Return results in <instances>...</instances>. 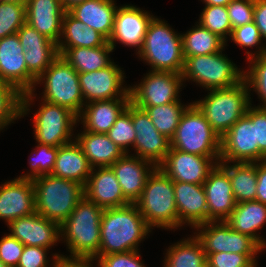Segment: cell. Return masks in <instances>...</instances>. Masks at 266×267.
Here are the masks:
<instances>
[{
	"label": "cell",
	"instance_id": "1",
	"mask_svg": "<svg viewBox=\"0 0 266 267\" xmlns=\"http://www.w3.org/2000/svg\"><path fill=\"white\" fill-rule=\"evenodd\" d=\"M151 229L135 203L104 209L98 255L139 250L138 244L149 235Z\"/></svg>",
	"mask_w": 266,
	"mask_h": 267
},
{
	"label": "cell",
	"instance_id": "2",
	"mask_svg": "<svg viewBox=\"0 0 266 267\" xmlns=\"http://www.w3.org/2000/svg\"><path fill=\"white\" fill-rule=\"evenodd\" d=\"M104 209L85 196L60 225L61 238L66 241L70 256L63 259L91 260L98 257L100 225Z\"/></svg>",
	"mask_w": 266,
	"mask_h": 267
},
{
	"label": "cell",
	"instance_id": "3",
	"mask_svg": "<svg viewBox=\"0 0 266 267\" xmlns=\"http://www.w3.org/2000/svg\"><path fill=\"white\" fill-rule=\"evenodd\" d=\"M33 181L35 212L61 225L84 197V186L52 174Z\"/></svg>",
	"mask_w": 266,
	"mask_h": 267
},
{
	"label": "cell",
	"instance_id": "4",
	"mask_svg": "<svg viewBox=\"0 0 266 267\" xmlns=\"http://www.w3.org/2000/svg\"><path fill=\"white\" fill-rule=\"evenodd\" d=\"M135 205L152 229L153 227L167 230L178 228L173 181L158 166L148 176Z\"/></svg>",
	"mask_w": 266,
	"mask_h": 267
},
{
	"label": "cell",
	"instance_id": "5",
	"mask_svg": "<svg viewBox=\"0 0 266 267\" xmlns=\"http://www.w3.org/2000/svg\"><path fill=\"white\" fill-rule=\"evenodd\" d=\"M209 91L204 99L193 103L206 117L212 129L222 137L246 114L251 105V89L243 79L232 87Z\"/></svg>",
	"mask_w": 266,
	"mask_h": 267
},
{
	"label": "cell",
	"instance_id": "6",
	"mask_svg": "<svg viewBox=\"0 0 266 267\" xmlns=\"http://www.w3.org/2000/svg\"><path fill=\"white\" fill-rule=\"evenodd\" d=\"M137 54L152 67V71L182 73L185 60L182 36L155 16L148 25L143 46Z\"/></svg>",
	"mask_w": 266,
	"mask_h": 267
},
{
	"label": "cell",
	"instance_id": "7",
	"mask_svg": "<svg viewBox=\"0 0 266 267\" xmlns=\"http://www.w3.org/2000/svg\"><path fill=\"white\" fill-rule=\"evenodd\" d=\"M220 138L192 102L183 112L175 134L170 140V146L182 152L211 157L219 163Z\"/></svg>",
	"mask_w": 266,
	"mask_h": 267
},
{
	"label": "cell",
	"instance_id": "8",
	"mask_svg": "<svg viewBox=\"0 0 266 267\" xmlns=\"http://www.w3.org/2000/svg\"><path fill=\"white\" fill-rule=\"evenodd\" d=\"M41 81L45 85L42 100L65 107L77 117L80 115L85 103L78 72L61 55L36 79L35 87Z\"/></svg>",
	"mask_w": 266,
	"mask_h": 267
},
{
	"label": "cell",
	"instance_id": "9",
	"mask_svg": "<svg viewBox=\"0 0 266 267\" xmlns=\"http://www.w3.org/2000/svg\"><path fill=\"white\" fill-rule=\"evenodd\" d=\"M244 70L222 53L187 57L184 60L182 80H192L207 90L232 87L244 79Z\"/></svg>",
	"mask_w": 266,
	"mask_h": 267
},
{
	"label": "cell",
	"instance_id": "10",
	"mask_svg": "<svg viewBox=\"0 0 266 267\" xmlns=\"http://www.w3.org/2000/svg\"><path fill=\"white\" fill-rule=\"evenodd\" d=\"M0 79L22 94L21 117H24L29 113V107L36 97V79L27 70L24 51L17 33L0 39Z\"/></svg>",
	"mask_w": 266,
	"mask_h": 267
},
{
	"label": "cell",
	"instance_id": "11",
	"mask_svg": "<svg viewBox=\"0 0 266 267\" xmlns=\"http://www.w3.org/2000/svg\"><path fill=\"white\" fill-rule=\"evenodd\" d=\"M35 112L34 134L38 143L59 147L72 142L77 116L69 109L43 100Z\"/></svg>",
	"mask_w": 266,
	"mask_h": 267
},
{
	"label": "cell",
	"instance_id": "12",
	"mask_svg": "<svg viewBox=\"0 0 266 267\" xmlns=\"http://www.w3.org/2000/svg\"><path fill=\"white\" fill-rule=\"evenodd\" d=\"M194 229L198 231L194 234L206 255L217 252L258 254L264 250L253 238L234 231L225 221H209Z\"/></svg>",
	"mask_w": 266,
	"mask_h": 267
},
{
	"label": "cell",
	"instance_id": "13",
	"mask_svg": "<svg viewBox=\"0 0 266 267\" xmlns=\"http://www.w3.org/2000/svg\"><path fill=\"white\" fill-rule=\"evenodd\" d=\"M266 161L256 142L255 123L245 114L220 138V162Z\"/></svg>",
	"mask_w": 266,
	"mask_h": 267
},
{
	"label": "cell",
	"instance_id": "14",
	"mask_svg": "<svg viewBox=\"0 0 266 267\" xmlns=\"http://www.w3.org/2000/svg\"><path fill=\"white\" fill-rule=\"evenodd\" d=\"M182 75L175 72L152 71L135 86L129 87L130 102L135 106H158L180 100Z\"/></svg>",
	"mask_w": 266,
	"mask_h": 267
},
{
	"label": "cell",
	"instance_id": "15",
	"mask_svg": "<svg viewBox=\"0 0 266 267\" xmlns=\"http://www.w3.org/2000/svg\"><path fill=\"white\" fill-rule=\"evenodd\" d=\"M124 74L114 62L97 71L78 73L81 93L86 100L84 103L130 98L129 86H122Z\"/></svg>",
	"mask_w": 266,
	"mask_h": 267
},
{
	"label": "cell",
	"instance_id": "16",
	"mask_svg": "<svg viewBox=\"0 0 266 267\" xmlns=\"http://www.w3.org/2000/svg\"><path fill=\"white\" fill-rule=\"evenodd\" d=\"M132 122L136 138L133 148L139 158L152 162L156 167L170 150V139L159 133L145 110L132 103Z\"/></svg>",
	"mask_w": 266,
	"mask_h": 267
},
{
	"label": "cell",
	"instance_id": "17",
	"mask_svg": "<svg viewBox=\"0 0 266 267\" xmlns=\"http://www.w3.org/2000/svg\"><path fill=\"white\" fill-rule=\"evenodd\" d=\"M217 164L211 157L194 155L170 147L165 160L158 167L173 182L203 185Z\"/></svg>",
	"mask_w": 266,
	"mask_h": 267
},
{
	"label": "cell",
	"instance_id": "18",
	"mask_svg": "<svg viewBox=\"0 0 266 267\" xmlns=\"http://www.w3.org/2000/svg\"><path fill=\"white\" fill-rule=\"evenodd\" d=\"M154 15L137 6L123 5L117 8L114 28L108 42L114 49L116 41L128 47H137L138 52L143 46L148 25Z\"/></svg>",
	"mask_w": 266,
	"mask_h": 267
},
{
	"label": "cell",
	"instance_id": "19",
	"mask_svg": "<svg viewBox=\"0 0 266 267\" xmlns=\"http://www.w3.org/2000/svg\"><path fill=\"white\" fill-rule=\"evenodd\" d=\"M10 235L25 246H36L50 249L62 239L60 225L50 221L37 212L32 215L17 218L7 225Z\"/></svg>",
	"mask_w": 266,
	"mask_h": 267
},
{
	"label": "cell",
	"instance_id": "20",
	"mask_svg": "<svg viewBox=\"0 0 266 267\" xmlns=\"http://www.w3.org/2000/svg\"><path fill=\"white\" fill-rule=\"evenodd\" d=\"M35 213L33 181L15 178L0 186V219L8 225L17 218Z\"/></svg>",
	"mask_w": 266,
	"mask_h": 267
},
{
	"label": "cell",
	"instance_id": "21",
	"mask_svg": "<svg viewBox=\"0 0 266 267\" xmlns=\"http://www.w3.org/2000/svg\"><path fill=\"white\" fill-rule=\"evenodd\" d=\"M208 206L209 221H225L235 208L231 180L228 173L217 164L203 183Z\"/></svg>",
	"mask_w": 266,
	"mask_h": 267
},
{
	"label": "cell",
	"instance_id": "22",
	"mask_svg": "<svg viewBox=\"0 0 266 267\" xmlns=\"http://www.w3.org/2000/svg\"><path fill=\"white\" fill-rule=\"evenodd\" d=\"M110 167L117 177L124 197L130 203H135L142 194L148 176L156 166L135 154L125 153Z\"/></svg>",
	"mask_w": 266,
	"mask_h": 267
},
{
	"label": "cell",
	"instance_id": "23",
	"mask_svg": "<svg viewBox=\"0 0 266 267\" xmlns=\"http://www.w3.org/2000/svg\"><path fill=\"white\" fill-rule=\"evenodd\" d=\"M84 196L103 209L130 204L110 166L92 168L84 186Z\"/></svg>",
	"mask_w": 266,
	"mask_h": 267
},
{
	"label": "cell",
	"instance_id": "24",
	"mask_svg": "<svg viewBox=\"0 0 266 267\" xmlns=\"http://www.w3.org/2000/svg\"><path fill=\"white\" fill-rule=\"evenodd\" d=\"M175 204L178 211V227L191 228L208 222V206L203 185L173 182Z\"/></svg>",
	"mask_w": 266,
	"mask_h": 267
},
{
	"label": "cell",
	"instance_id": "25",
	"mask_svg": "<svg viewBox=\"0 0 266 267\" xmlns=\"http://www.w3.org/2000/svg\"><path fill=\"white\" fill-rule=\"evenodd\" d=\"M26 23L58 44L65 10L61 0H25Z\"/></svg>",
	"mask_w": 266,
	"mask_h": 267
},
{
	"label": "cell",
	"instance_id": "26",
	"mask_svg": "<svg viewBox=\"0 0 266 267\" xmlns=\"http://www.w3.org/2000/svg\"><path fill=\"white\" fill-rule=\"evenodd\" d=\"M129 103L130 98L92 101L84 105L77 120L85 131L106 134Z\"/></svg>",
	"mask_w": 266,
	"mask_h": 267
},
{
	"label": "cell",
	"instance_id": "27",
	"mask_svg": "<svg viewBox=\"0 0 266 267\" xmlns=\"http://www.w3.org/2000/svg\"><path fill=\"white\" fill-rule=\"evenodd\" d=\"M114 2V0H85L73 6L68 12L109 40L118 8Z\"/></svg>",
	"mask_w": 266,
	"mask_h": 267
},
{
	"label": "cell",
	"instance_id": "28",
	"mask_svg": "<svg viewBox=\"0 0 266 267\" xmlns=\"http://www.w3.org/2000/svg\"><path fill=\"white\" fill-rule=\"evenodd\" d=\"M75 141L80 146L92 168L114 164L125 152L104 133H92L83 130Z\"/></svg>",
	"mask_w": 266,
	"mask_h": 267
},
{
	"label": "cell",
	"instance_id": "29",
	"mask_svg": "<svg viewBox=\"0 0 266 267\" xmlns=\"http://www.w3.org/2000/svg\"><path fill=\"white\" fill-rule=\"evenodd\" d=\"M225 222L234 231L250 236L263 249L266 248L265 239L257 235V231L266 223L265 204L256 200L238 203Z\"/></svg>",
	"mask_w": 266,
	"mask_h": 267
},
{
	"label": "cell",
	"instance_id": "30",
	"mask_svg": "<svg viewBox=\"0 0 266 267\" xmlns=\"http://www.w3.org/2000/svg\"><path fill=\"white\" fill-rule=\"evenodd\" d=\"M91 170L92 167L86 156L74 139L72 142L58 147L52 175L73 180L85 186Z\"/></svg>",
	"mask_w": 266,
	"mask_h": 267
},
{
	"label": "cell",
	"instance_id": "31",
	"mask_svg": "<svg viewBox=\"0 0 266 267\" xmlns=\"http://www.w3.org/2000/svg\"><path fill=\"white\" fill-rule=\"evenodd\" d=\"M61 55L78 73L92 72L108 67L113 61L109 53L113 48L107 41L95 48H57Z\"/></svg>",
	"mask_w": 266,
	"mask_h": 267
},
{
	"label": "cell",
	"instance_id": "32",
	"mask_svg": "<svg viewBox=\"0 0 266 267\" xmlns=\"http://www.w3.org/2000/svg\"><path fill=\"white\" fill-rule=\"evenodd\" d=\"M107 41L101 33L89 28L82 21L74 18L68 11L64 12L62 34L57 48H95L103 46Z\"/></svg>",
	"mask_w": 266,
	"mask_h": 267
},
{
	"label": "cell",
	"instance_id": "33",
	"mask_svg": "<svg viewBox=\"0 0 266 267\" xmlns=\"http://www.w3.org/2000/svg\"><path fill=\"white\" fill-rule=\"evenodd\" d=\"M229 175L236 204L256 200V163L229 162L218 163ZM230 164V165H229Z\"/></svg>",
	"mask_w": 266,
	"mask_h": 267
},
{
	"label": "cell",
	"instance_id": "34",
	"mask_svg": "<svg viewBox=\"0 0 266 267\" xmlns=\"http://www.w3.org/2000/svg\"><path fill=\"white\" fill-rule=\"evenodd\" d=\"M163 267H207V255L196 236L168 247Z\"/></svg>",
	"mask_w": 266,
	"mask_h": 267
},
{
	"label": "cell",
	"instance_id": "35",
	"mask_svg": "<svg viewBox=\"0 0 266 267\" xmlns=\"http://www.w3.org/2000/svg\"><path fill=\"white\" fill-rule=\"evenodd\" d=\"M196 26V27H195ZM182 36L184 59L191 56L208 55L223 51L227 43L200 23Z\"/></svg>",
	"mask_w": 266,
	"mask_h": 267
},
{
	"label": "cell",
	"instance_id": "36",
	"mask_svg": "<svg viewBox=\"0 0 266 267\" xmlns=\"http://www.w3.org/2000/svg\"><path fill=\"white\" fill-rule=\"evenodd\" d=\"M189 105H182L180 100L158 106H137L145 110L157 131L168 139L174 136L183 112Z\"/></svg>",
	"mask_w": 266,
	"mask_h": 267
},
{
	"label": "cell",
	"instance_id": "37",
	"mask_svg": "<svg viewBox=\"0 0 266 267\" xmlns=\"http://www.w3.org/2000/svg\"><path fill=\"white\" fill-rule=\"evenodd\" d=\"M255 53L246 52L248 62L251 64L249 70L244 72V79L248 87L254 90L259 99L263 102L262 106L266 108V46L258 48Z\"/></svg>",
	"mask_w": 266,
	"mask_h": 267
},
{
	"label": "cell",
	"instance_id": "38",
	"mask_svg": "<svg viewBox=\"0 0 266 267\" xmlns=\"http://www.w3.org/2000/svg\"><path fill=\"white\" fill-rule=\"evenodd\" d=\"M25 23V1H0V39L16 34Z\"/></svg>",
	"mask_w": 266,
	"mask_h": 267
},
{
	"label": "cell",
	"instance_id": "39",
	"mask_svg": "<svg viewBox=\"0 0 266 267\" xmlns=\"http://www.w3.org/2000/svg\"><path fill=\"white\" fill-rule=\"evenodd\" d=\"M21 96L15 87L0 79V131L21 118Z\"/></svg>",
	"mask_w": 266,
	"mask_h": 267
},
{
	"label": "cell",
	"instance_id": "40",
	"mask_svg": "<svg viewBox=\"0 0 266 267\" xmlns=\"http://www.w3.org/2000/svg\"><path fill=\"white\" fill-rule=\"evenodd\" d=\"M135 132L132 122V103L130 102L106 134L119 148L128 153L130 151L128 147L134 146Z\"/></svg>",
	"mask_w": 266,
	"mask_h": 267
},
{
	"label": "cell",
	"instance_id": "41",
	"mask_svg": "<svg viewBox=\"0 0 266 267\" xmlns=\"http://www.w3.org/2000/svg\"><path fill=\"white\" fill-rule=\"evenodd\" d=\"M197 23L217 34L225 42L227 35L231 37L232 26L226 6H205Z\"/></svg>",
	"mask_w": 266,
	"mask_h": 267
},
{
	"label": "cell",
	"instance_id": "42",
	"mask_svg": "<svg viewBox=\"0 0 266 267\" xmlns=\"http://www.w3.org/2000/svg\"><path fill=\"white\" fill-rule=\"evenodd\" d=\"M33 152V158L29 159L30 172L19 176L21 179L33 180L43 175L52 174L58 153V147L38 143Z\"/></svg>",
	"mask_w": 266,
	"mask_h": 267
},
{
	"label": "cell",
	"instance_id": "43",
	"mask_svg": "<svg viewBox=\"0 0 266 267\" xmlns=\"http://www.w3.org/2000/svg\"><path fill=\"white\" fill-rule=\"evenodd\" d=\"M59 56L58 49H28L24 58L28 72L37 79Z\"/></svg>",
	"mask_w": 266,
	"mask_h": 267
},
{
	"label": "cell",
	"instance_id": "44",
	"mask_svg": "<svg viewBox=\"0 0 266 267\" xmlns=\"http://www.w3.org/2000/svg\"><path fill=\"white\" fill-rule=\"evenodd\" d=\"M257 254L210 253L207 255V267H256Z\"/></svg>",
	"mask_w": 266,
	"mask_h": 267
},
{
	"label": "cell",
	"instance_id": "45",
	"mask_svg": "<svg viewBox=\"0 0 266 267\" xmlns=\"http://www.w3.org/2000/svg\"><path fill=\"white\" fill-rule=\"evenodd\" d=\"M23 51L28 49H57V44L41 35L36 29L25 23L18 31Z\"/></svg>",
	"mask_w": 266,
	"mask_h": 267
},
{
	"label": "cell",
	"instance_id": "46",
	"mask_svg": "<svg viewBox=\"0 0 266 267\" xmlns=\"http://www.w3.org/2000/svg\"><path fill=\"white\" fill-rule=\"evenodd\" d=\"M254 2L255 0H232L226 6L232 30L253 21Z\"/></svg>",
	"mask_w": 266,
	"mask_h": 267
},
{
	"label": "cell",
	"instance_id": "47",
	"mask_svg": "<svg viewBox=\"0 0 266 267\" xmlns=\"http://www.w3.org/2000/svg\"><path fill=\"white\" fill-rule=\"evenodd\" d=\"M140 251L98 255V267H146L140 259Z\"/></svg>",
	"mask_w": 266,
	"mask_h": 267
},
{
	"label": "cell",
	"instance_id": "48",
	"mask_svg": "<svg viewBox=\"0 0 266 267\" xmlns=\"http://www.w3.org/2000/svg\"><path fill=\"white\" fill-rule=\"evenodd\" d=\"M24 244L18 239L5 234L0 239V260L8 267H17L22 255Z\"/></svg>",
	"mask_w": 266,
	"mask_h": 267
},
{
	"label": "cell",
	"instance_id": "49",
	"mask_svg": "<svg viewBox=\"0 0 266 267\" xmlns=\"http://www.w3.org/2000/svg\"><path fill=\"white\" fill-rule=\"evenodd\" d=\"M231 40L241 48H253L261 44V34L258 27L252 21L232 30Z\"/></svg>",
	"mask_w": 266,
	"mask_h": 267
},
{
	"label": "cell",
	"instance_id": "50",
	"mask_svg": "<svg viewBox=\"0 0 266 267\" xmlns=\"http://www.w3.org/2000/svg\"><path fill=\"white\" fill-rule=\"evenodd\" d=\"M246 115L255 123L256 142L260 152L266 157V108L248 107Z\"/></svg>",
	"mask_w": 266,
	"mask_h": 267
},
{
	"label": "cell",
	"instance_id": "51",
	"mask_svg": "<svg viewBox=\"0 0 266 267\" xmlns=\"http://www.w3.org/2000/svg\"><path fill=\"white\" fill-rule=\"evenodd\" d=\"M47 251L44 247L24 246L17 267H48Z\"/></svg>",
	"mask_w": 266,
	"mask_h": 267
},
{
	"label": "cell",
	"instance_id": "52",
	"mask_svg": "<svg viewBox=\"0 0 266 267\" xmlns=\"http://www.w3.org/2000/svg\"><path fill=\"white\" fill-rule=\"evenodd\" d=\"M253 22L258 27L261 37L266 40V0H255Z\"/></svg>",
	"mask_w": 266,
	"mask_h": 267
},
{
	"label": "cell",
	"instance_id": "53",
	"mask_svg": "<svg viewBox=\"0 0 266 267\" xmlns=\"http://www.w3.org/2000/svg\"><path fill=\"white\" fill-rule=\"evenodd\" d=\"M257 193L256 201L266 205V161L256 163Z\"/></svg>",
	"mask_w": 266,
	"mask_h": 267
},
{
	"label": "cell",
	"instance_id": "54",
	"mask_svg": "<svg viewBox=\"0 0 266 267\" xmlns=\"http://www.w3.org/2000/svg\"><path fill=\"white\" fill-rule=\"evenodd\" d=\"M53 267H92L91 263H94L91 260H70L63 259V255L57 253L53 254Z\"/></svg>",
	"mask_w": 266,
	"mask_h": 267
},
{
	"label": "cell",
	"instance_id": "55",
	"mask_svg": "<svg viewBox=\"0 0 266 267\" xmlns=\"http://www.w3.org/2000/svg\"><path fill=\"white\" fill-rule=\"evenodd\" d=\"M232 0H203L205 6H227Z\"/></svg>",
	"mask_w": 266,
	"mask_h": 267
},
{
	"label": "cell",
	"instance_id": "56",
	"mask_svg": "<svg viewBox=\"0 0 266 267\" xmlns=\"http://www.w3.org/2000/svg\"><path fill=\"white\" fill-rule=\"evenodd\" d=\"M85 0H61L62 2V6H63V9L65 11H68L69 9H71L73 6L79 4V3H82L84 2Z\"/></svg>",
	"mask_w": 266,
	"mask_h": 267
},
{
	"label": "cell",
	"instance_id": "57",
	"mask_svg": "<svg viewBox=\"0 0 266 267\" xmlns=\"http://www.w3.org/2000/svg\"><path fill=\"white\" fill-rule=\"evenodd\" d=\"M1 2H14V1H25V0H0Z\"/></svg>",
	"mask_w": 266,
	"mask_h": 267
},
{
	"label": "cell",
	"instance_id": "58",
	"mask_svg": "<svg viewBox=\"0 0 266 267\" xmlns=\"http://www.w3.org/2000/svg\"><path fill=\"white\" fill-rule=\"evenodd\" d=\"M0 267H8L0 260Z\"/></svg>",
	"mask_w": 266,
	"mask_h": 267
}]
</instances>
